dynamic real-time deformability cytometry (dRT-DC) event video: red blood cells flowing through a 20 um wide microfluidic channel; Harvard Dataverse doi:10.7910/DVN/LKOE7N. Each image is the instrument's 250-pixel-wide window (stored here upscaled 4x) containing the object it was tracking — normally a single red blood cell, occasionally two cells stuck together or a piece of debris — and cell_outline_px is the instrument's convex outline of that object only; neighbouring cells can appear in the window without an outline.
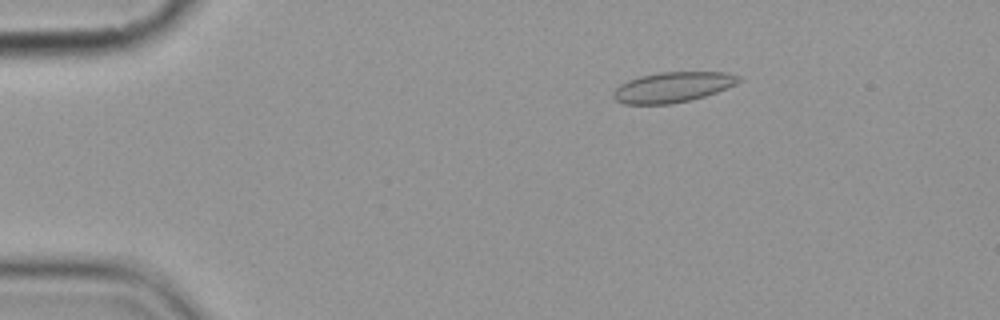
{"species": "common noctule bat (a hibernating species)", "species_latin": "Nyctalus noctula", "temperature_condition": "cold", "stored_images_in_passage": 5, "camera_frame_rate_fps": 3000, "um_per_image_px": 0.085, "animal": {"sex": "female", "body_mass_g": 19.9}, "frame": {"image": 1, "passage_image": 3, "time_ms": 2.333, "image_size_px": [1000, 320], "cell_outline_px": [[744, 80], [736, 84], [716, 92], [704, 96], [672, 104], [624, 104], [616, 100], [612, 96], [612, 92], [620, 84], [628, 80], [640, 76], [660, 72], [728, 72], [740, 76]], "centroid_in_image_um": [57.19, 7.4], "position_along_channel_um": 27.8, "area_um2": 22.2}}